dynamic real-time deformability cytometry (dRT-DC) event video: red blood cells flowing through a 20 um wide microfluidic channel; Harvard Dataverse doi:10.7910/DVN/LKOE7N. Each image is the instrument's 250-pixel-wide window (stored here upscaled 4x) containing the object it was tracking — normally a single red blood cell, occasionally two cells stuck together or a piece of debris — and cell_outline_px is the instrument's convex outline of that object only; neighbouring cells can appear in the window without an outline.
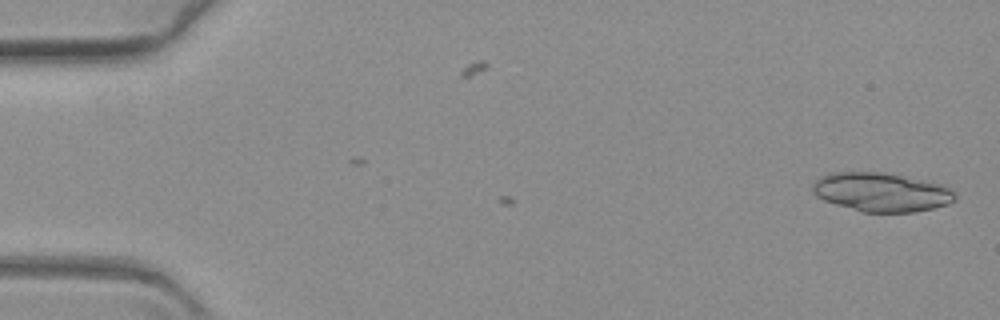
{"species": "common noctule bat (a hibernating species)", "species_latin": "Nyctalus noctula", "temperature_condition": "warm", "stored_images_in_passage": 2, "camera_frame_rate_fps": 3000, "um_per_image_px": 0.085, "animal": {"sex": "female", "body_mass_g": 19.3, "forearm_length_mm": 54.1}, "frame": {"image": 1, "passage_image": 2, "time_ms": 0.333, "image_size_px": [1000, 320], "cell_outline_px": [[956, 200], [948, 204], [932, 208], [912, 212], [860, 212], [824, 200], [816, 196], [812, 192], [812, 184], [820, 176], [828, 172], [884, 172], [940, 184], [948, 188], [956, 196]], "centroid_in_image_um": [74.86, 16.33], "position_along_channel_um": 10.1, "area_um2": 32.19}}